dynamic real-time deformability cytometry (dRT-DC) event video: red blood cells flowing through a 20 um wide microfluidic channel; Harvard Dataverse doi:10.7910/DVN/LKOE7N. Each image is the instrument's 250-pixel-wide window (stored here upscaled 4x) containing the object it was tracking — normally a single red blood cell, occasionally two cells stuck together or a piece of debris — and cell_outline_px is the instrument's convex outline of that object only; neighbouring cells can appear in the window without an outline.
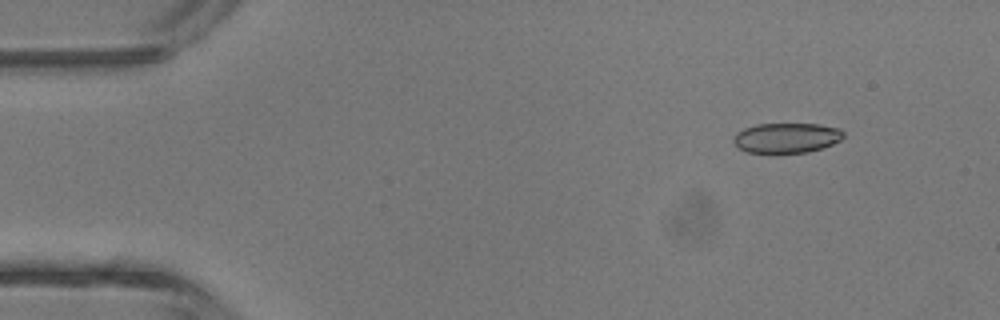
{"species": "common noctule bat (a hibernating species)", "species_latin": "Nyctalus noctula", "temperature_condition": "room temperature", "stored_images_in_passage": 4, "camera_frame_rate_fps": 3000, "um_per_image_px": 0.085, "animal": {"sex": "male", "body_mass_g": 13.3}, "frame": {"image": 1, "passage_image": 2, "time_ms": 1.333, "image_size_px": [1000, 320], "cell_outline_px": [[844, 136], [840, 140], [832, 144], [808, 152], [772, 156], [748, 152], [740, 148], [732, 140], [732, 136], [736, 132], [744, 128], [756, 124], [820, 124], [840, 128], [844, 132]], "centroid_in_image_um": [66.82, 11.75], "position_along_channel_um": 18.2, "area_um2": 20.0}}